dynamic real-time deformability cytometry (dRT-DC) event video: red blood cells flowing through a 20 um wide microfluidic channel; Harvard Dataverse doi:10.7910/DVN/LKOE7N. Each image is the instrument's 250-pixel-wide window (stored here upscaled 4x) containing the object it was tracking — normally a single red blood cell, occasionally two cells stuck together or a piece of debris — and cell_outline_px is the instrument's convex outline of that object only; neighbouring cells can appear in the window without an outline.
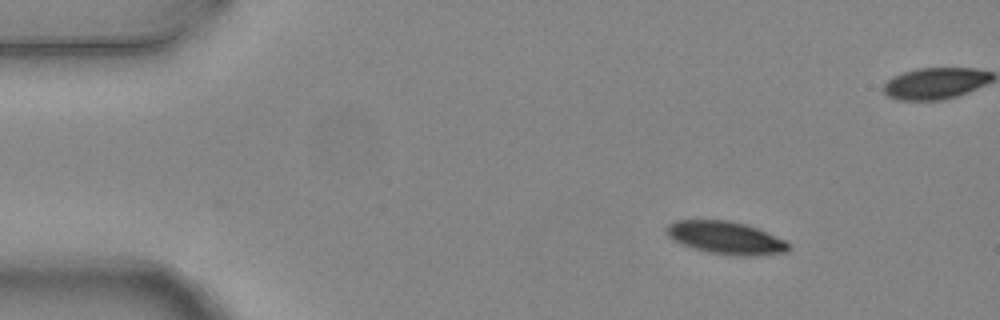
{"species": "common noctule bat (a hibernating species)", "species_latin": "Nyctalus noctula", "temperature_condition": "warm", "stored_images_in_passage": 6, "camera_frame_rate_fps": 3000, "um_per_image_px": 0.085, "animal": {"sex": "female", "body_mass_g": 24.6, "forearm_length_mm": 56.2}, "frame": {"image": 1, "passage_image": 1, "time_ms": 0.0, "image_size_px": [1000, 320], "cell_outline_px": [[792, 248], [788, 252], [756, 256], [740, 256], [708, 252], [684, 244], [668, 236], [664, 228], [668, 224], [676, 220], [728, 220], [744, 224], [756, 228], [784, 240]], "centroid_in_image_um": [61.71, 20.21], "position_along_channel_um": 23.3, "area_um2": 23.0}}
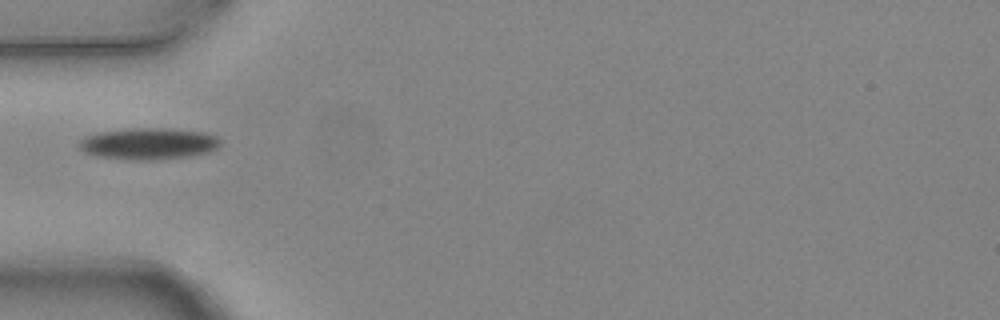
{"frame": {"image": 2, "passage_image": 5, "time_ms": 1.333, "image_size_px": [1000, 320], "cell_outline_px": [[220, 144], [216, 148], [208, 152], [188, 156], [148, 160], [132, 160], [96, 156], [84, 152], [80, 148], [80, 140], [84, 136], [96, 132], [128, 128], [168, 128], [204, 132], [216, 136], [220, 140]], "centroid_in_image_um": [12.59, 12.2], "position_along_channel_um": 72.4, "area_um2": 26.01}}
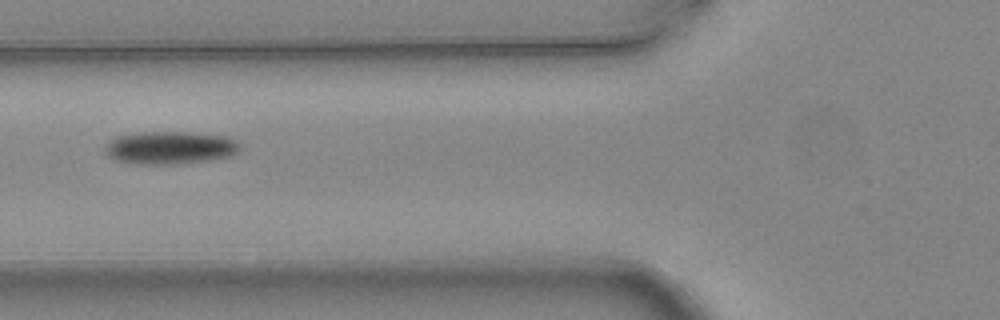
{"frame": {"image": 3, "passage_image": 6, "time_ms": 1.667, "image_size_px": [1000, 320], "cell_outline_px": [[240, 152], [232, 156], [212, 160], [180, 164], [136, 164], [116, 160], [108, 156], [104, 152], [104, 144], [108, 140], [116, 136], [140, 132], [188, 132], [224, 136], [240, 144]], "centroid_in_image_um": [14.42, 12.56], "position_along_channel_um": 111.4, "area_um2": 26.18}}